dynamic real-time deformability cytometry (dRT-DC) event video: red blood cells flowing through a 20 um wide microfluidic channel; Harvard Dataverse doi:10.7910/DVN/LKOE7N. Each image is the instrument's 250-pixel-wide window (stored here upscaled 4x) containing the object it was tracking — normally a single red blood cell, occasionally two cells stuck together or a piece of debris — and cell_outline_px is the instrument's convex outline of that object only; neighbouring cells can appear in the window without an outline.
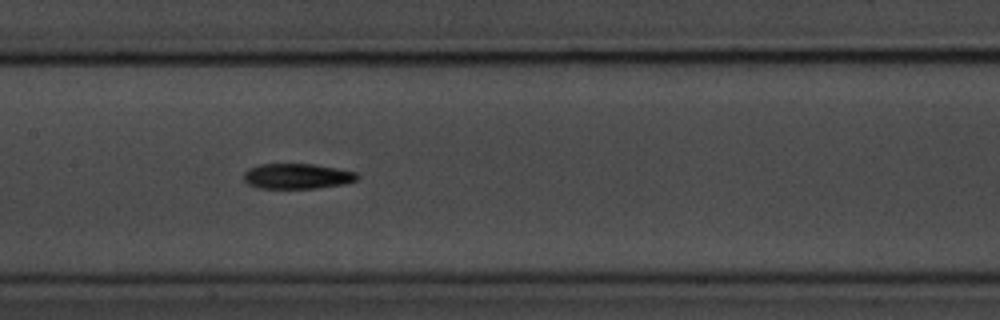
{"species": "common noctule bat (a hibernating species)", "species_latin": "Nyctalus noctula", "temperature_condition": "room temperature", "stored_images_in_passage": 15, "camera_frame_rate_fps": 3000, "um_per_image_px": 0.085, "animal": {"sex": "male", "body_mass_g": 20.1, "forearm_length_mm": 53.5}, "frame": {"image": 1, "passage_image": 7, "time_ms": 7.667, "image_size_px": [1000, 320], "cell_outline_px": [[360, 176], [356, 180], [344, 184], [316, 188], [260, 188], [248, 184], [244, 180], [244, 172], [248, 168], [260, 164], [316, 164], [356, 172]], "centroid_in_image_um": [25.26, 14.97], "position_along_channel_um": 182.1, "area_um2": 16.76}}
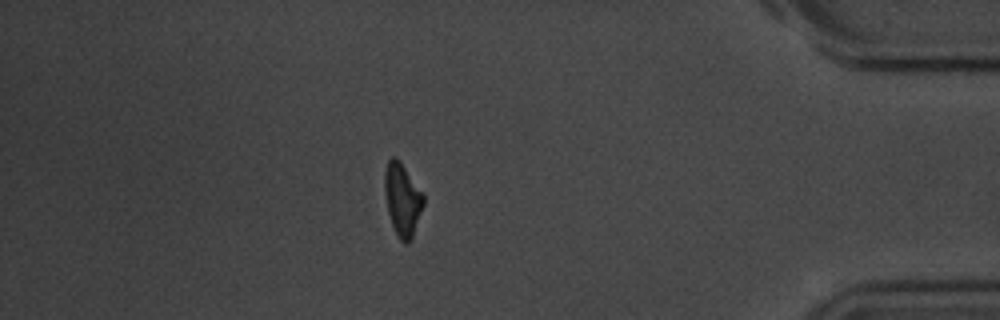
{"frame": {"image": 2, "passage_image": 13, "time_ms": 14.667, "image_size_px": [1000, 320], "cell_outline_px": [[424, 204], [412, 240], [408, 244], [404, 244], [400, 240], [392, 224], [388, 212], [384, 192], [384, 172], [388, 160], [392, 156], [396, 156], [400, 160], [424, 192]], "centroid_in_image_um": [34.22, 16.93], "position_along_channel_um": 401.0, "area_um2": 16.88}, "authors_computed_cell_mechanics": {"area_um2": 16.184, "velocity_mm_per_s": 3.7138, "shape_relaxation_time_tau1_ms": 2.1505, "shape_relaxation_time_tau2_ms": null, "deformation_change_tau1": 0.1238, "deformation_change_tau2": null}}